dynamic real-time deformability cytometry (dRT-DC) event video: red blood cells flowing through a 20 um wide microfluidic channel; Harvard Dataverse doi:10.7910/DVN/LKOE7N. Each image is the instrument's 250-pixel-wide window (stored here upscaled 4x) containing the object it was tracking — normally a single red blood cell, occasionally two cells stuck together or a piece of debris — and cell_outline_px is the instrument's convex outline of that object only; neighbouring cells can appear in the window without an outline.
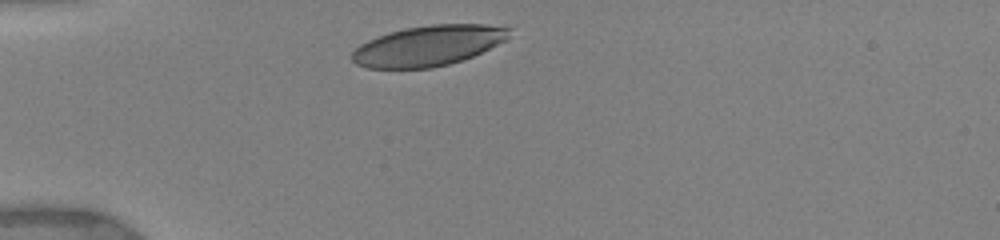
{"species": "human", "species_latin": "Homo sapiens", "temperature_condition": "warm", "stored_images_in_passage": 37, "camera_frame_rate_fps": 3000, "um_per_image_px": 0.085, "donor": {"sex": "female"}, "frame": {"image": 1, "passage_image": 1, "time_ms": 0.0, "image_size_px": [1000, 240], "cell_outline_px": [[512, 28], [508, 36], [504, 40], [472, 56], [448, 64], [432, 68], [368, 68], [356, 64], [352, 60], [352, 52], [360, 44], [368, 40], [388, 32], [404, 28], [432, 24], [484, 24]], "centroid_in_image_um": [36.36, 3.88], "position_along_channel_um": 48.6, "area_um2": 36.7}}
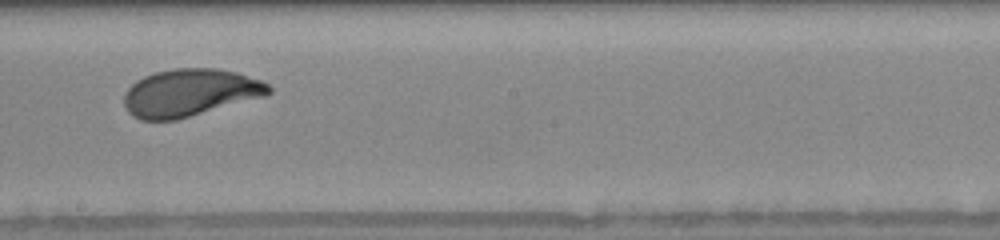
{"frame": {"image": 2, "passage_image": 18, "time_ms": 5.333, "image_size_px": [1000, 240], "cell_outline_px": [[272, 92], [264, 96], [176, 120], [140, 120], [132, 116], [128, 112], [124, 104], [124, 92], [136, 80], [144, 76], [156, 72], [176, 68], [216, 68], [236, 72], [260, 80], [268, 84], [272, 88]], "centroid_in_image_um": [16.11, 7.88], "position_along_channel_um": 232.1, "area_um2": 39.88}}
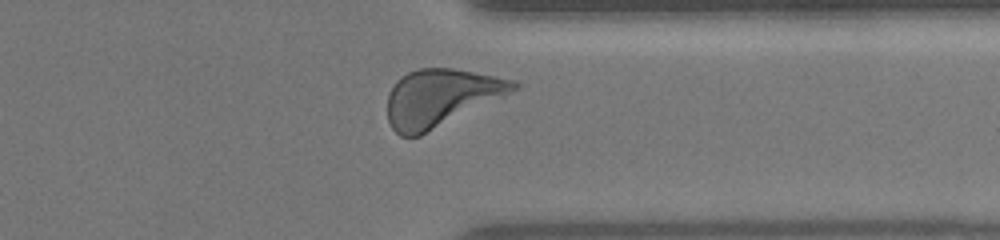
{"frame": {"image": 3, "passage_image": 35, "time_ms": 9.0, "image_size_px": [1000, 240], "cell_outline_px": [[520, 88], [420, 136], [400, 136], [392, 128], [388, 120], [388, 92], [396, 80], [408, 72], [420, 68], [452, 68], [516, 80], [520, 84]], "centroid_in_image_um": [37.45, 8.3], "position_along_channel_um": 373.9, "area_um2": 41.85}, "authors_computed_cell_mechanics": {"area_um2": 39.882, "velocity_mm_per_s": 3.8721, "shape_relaxation_time_tau1_ms": 2.2184, "shape_relaxation_time_tau2_ms": null, "deformation_change_tau1": 0.1292, "deformation_change_tau2": null}}